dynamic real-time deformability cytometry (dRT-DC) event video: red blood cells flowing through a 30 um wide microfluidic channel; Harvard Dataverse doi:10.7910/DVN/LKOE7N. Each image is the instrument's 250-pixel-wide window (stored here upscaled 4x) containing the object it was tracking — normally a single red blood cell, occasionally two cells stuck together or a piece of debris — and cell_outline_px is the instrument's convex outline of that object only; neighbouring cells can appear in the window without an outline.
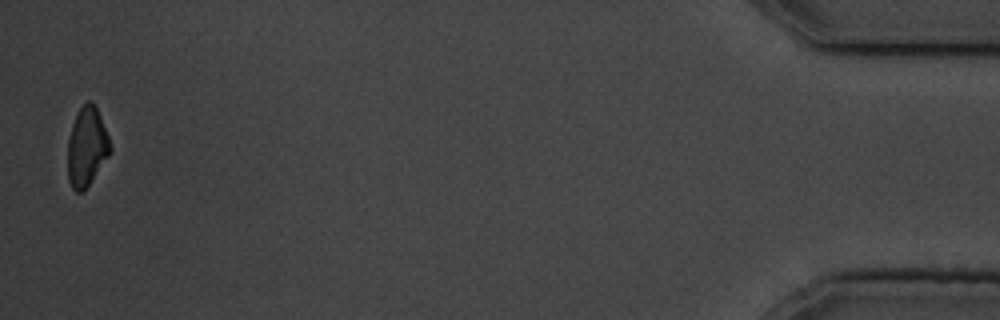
{"species": "common noctule bat (a hibernating species)", "species_latin": "Nyctalus noctula", "temperature_condition": "cold", "stored_images_in_passage": 16, "camera_frame_rate_fps": 3000, "um_per_image_px": 0.085, "animal": {"sex": "male", "body_mass_g": 19.5, "forearm_length_mm": 54.6}, "frame": {"image": 1, "passage_image": 16, "time_ms": 18.0, "image_size_px": [1000, 320], "cell_outline_px": [[112, 148], [108, 156], [88, 184], [80, 192], [76, 192], [72, 188], [68, 180], [68, 140], [72, 124], [80, 108], [88, 100], [92, 100], [100, 116], [108, 136]], "centroid_in_image_um": [7.36, 12.46], "position_along_channel_um": 427.8, "area_um2": 19.13}, "authors_computed_cell_mechanics": {"area_um2": 21.5305, "velocity_mm_per_s": 3.486, "shape_relaxation_time_tau1_ms": 5.3844, "shape_relaxation_time_tau2_ms": null, "deformation_change_tau1": 0.1605, "deformation_change_tau2": null}}